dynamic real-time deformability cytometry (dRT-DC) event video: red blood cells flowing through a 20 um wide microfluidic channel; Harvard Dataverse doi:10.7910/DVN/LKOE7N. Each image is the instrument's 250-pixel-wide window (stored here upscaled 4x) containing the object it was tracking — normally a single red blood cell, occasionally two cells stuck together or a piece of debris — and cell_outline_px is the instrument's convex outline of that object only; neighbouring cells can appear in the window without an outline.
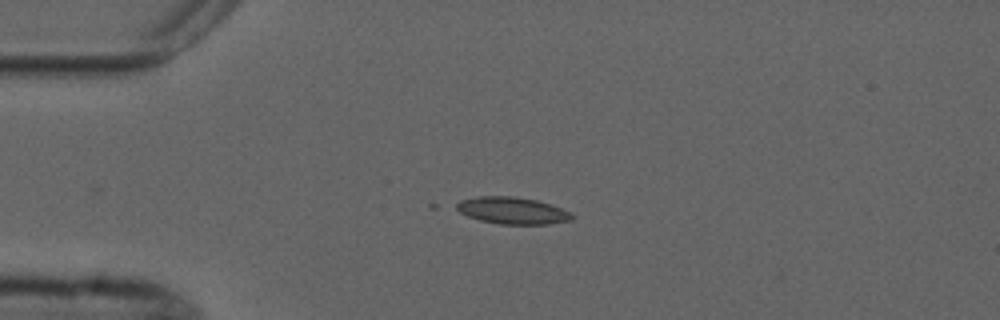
{"species": "common noctule bat (a hibernating species)", "species_latin": "Nyctalus noctula", "temperature_condition": "cold", "stored_images_in_passage": 2, "camera_frame_rate_fps": 3000, "um_per_image_px": 0.085, "animal": {"sex": "male", "forearm_length_mm": 52.5}, "frame": {"image": 1, "passage_image": 1, "time_ms": 0.0, "image_size_px": [1000, 320], "cell_outline_px": [[576, 216], [572, 220], [548, 224], [500, 224], [480, 220], [468, 216], [452, 208], [452, 204], [460, 200], [476, 196], [516, 196], [536, 200], [572, 212]], "centroid_in_image_um": [43.5, 17.89], "position_along_channel_um": 41.5, "area_um2": 18.38}}